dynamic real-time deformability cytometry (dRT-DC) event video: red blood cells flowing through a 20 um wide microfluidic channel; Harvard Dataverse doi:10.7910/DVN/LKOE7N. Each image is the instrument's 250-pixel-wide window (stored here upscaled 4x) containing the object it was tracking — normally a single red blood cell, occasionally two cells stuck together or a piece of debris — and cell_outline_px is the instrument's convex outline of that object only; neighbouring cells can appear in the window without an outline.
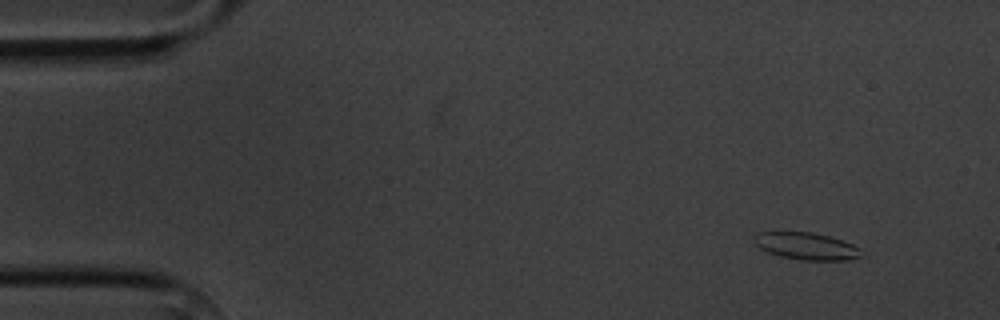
{"species": "common noctule bat (a hibernating species)", "species_latin": "Nyctalus noctula", "temperature_condition": "cold", "stored_images_in_passage": 4, "camera_frame_rate_fps": 3000, "um_per_image_px": 0.085, "animal": {"sex": "male", "body_mass_g": 20.1, "forearm_length_mm": 53.5}, "frame": {"image": 1, "passage_image": 1, "time_ms": 0.0, "image_size_px": [1000, 320], "cell_outline_px": [[864, 256], [848, 260], [800, 260], [780, 256], [768, 252], [760, 248], [752, 240], [752, 236], [756, 232], [812, 232], [828, 236], [852, 244], [860, 248]], "centroid_in_image_um": [68.52, 20.92], "position_along_channel_um": 16.5, "area_um2": 17.05}}